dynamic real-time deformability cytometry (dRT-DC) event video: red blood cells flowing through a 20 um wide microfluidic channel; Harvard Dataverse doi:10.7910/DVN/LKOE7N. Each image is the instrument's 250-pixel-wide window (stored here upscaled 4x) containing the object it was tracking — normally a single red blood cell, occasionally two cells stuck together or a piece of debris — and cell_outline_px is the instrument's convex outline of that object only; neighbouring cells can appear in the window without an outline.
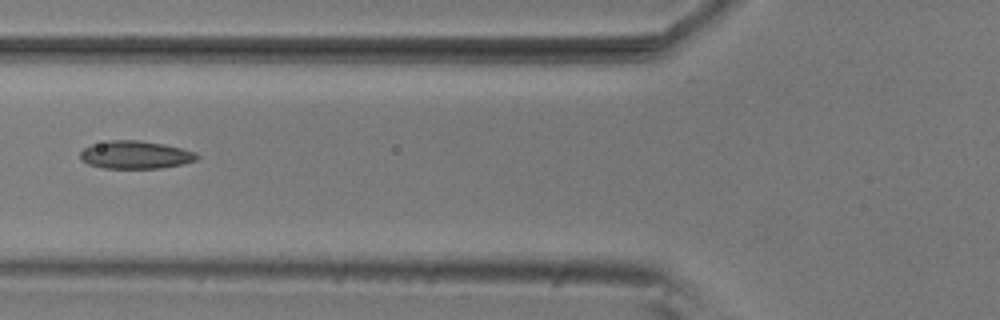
{"species": "common noctule bat (a hibernating species)", "species_latin": "Nyctalus noctula", "temperature_condition": "room temperature", "stored_images_in_passage": 5, "camera_frame_rate_fps": 3000, "um_per_image_px": 0.085, "animal": {"sex": "male", "body_mass_g": 20.5, "forearm_length_mm": 52.5}, "frame": {"image": 1, "passage_image": 5, "time_ms": 1.333, "image_size_px": [1000, 320], "cell_outline_px": [[200, 156], [196, 160], [180, 164], [160, 168], [104, 168], [88, 164], [80, 160], [80, 152], [84, 148], [92, 144], [108, 140], [140, 140], [164, 144], [196, 152]], "centroid_in_image_um": [11.48, 13.15], "position_along_channel_um": 114.3, "area_um2": 18.96}}